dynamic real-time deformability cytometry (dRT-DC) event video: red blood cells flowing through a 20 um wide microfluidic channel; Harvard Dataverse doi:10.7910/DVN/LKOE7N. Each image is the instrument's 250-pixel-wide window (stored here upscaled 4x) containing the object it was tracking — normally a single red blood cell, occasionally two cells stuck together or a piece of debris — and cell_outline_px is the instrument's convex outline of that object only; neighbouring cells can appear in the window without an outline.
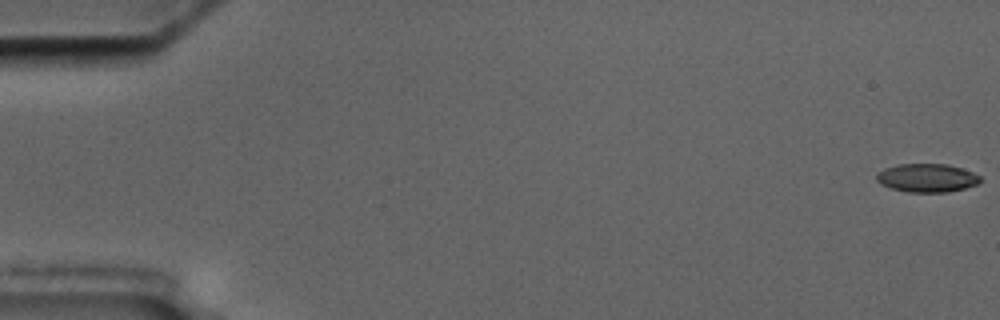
{"species": "common noctule bat (a hibernating species)", "species_latin": "Nyctalus noctula", "temperature_condition": "cold", "stored_images_in_passage": 5, "camera_frame_rate_fps": 3000, "um_per_image_px": 0.085, "animal": {"sex": "male", "body_mass_g": 17.5, "forearm_length_mm": 52.3}, "frame": {"image": 1, "passage_image": 1, "time_ms": 0.0, "image_size_px": [1000, 320], "cell_outline_px": [[980, 184], [948, 192], [908, 192], [892, 188], [880, 184], [876, 180], [876, 176], [884, 168], [896, 164], [948, 164], [972, 172], [980, 176]], "centroid_in_image_um": [78.79, 15.12], "position_along_channel_um": 6.2, "area_um2": 17.17}}
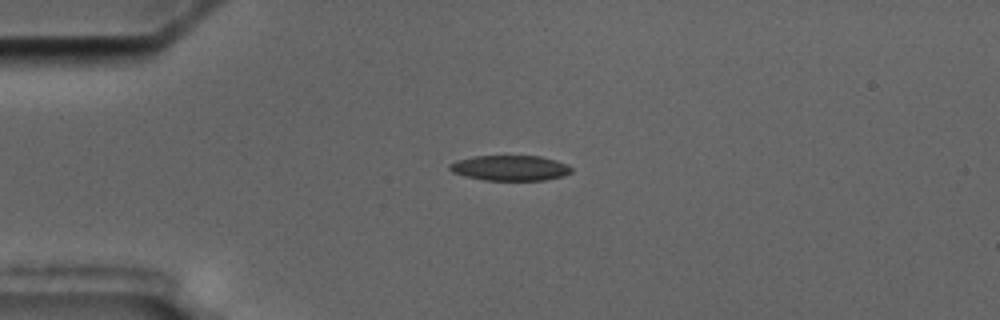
{"frame": {"image": 2, "passage_image": 5, "time_ms": 4.667, "image_size_px": [1000, 320], "cell_outline_px": [[572, 172], [564, 176], [544, 180], [484, 180], [464, 176], [452, 172], [448, 168], [448, 164], [456, 160], [472, 156], [540, 156], [556, 160], [568, 164], [572, 168]], "centroid_in_image_um": [43.35, 14.27], "position_along_channel_um": 41.7, "area_um2": 18.15}}